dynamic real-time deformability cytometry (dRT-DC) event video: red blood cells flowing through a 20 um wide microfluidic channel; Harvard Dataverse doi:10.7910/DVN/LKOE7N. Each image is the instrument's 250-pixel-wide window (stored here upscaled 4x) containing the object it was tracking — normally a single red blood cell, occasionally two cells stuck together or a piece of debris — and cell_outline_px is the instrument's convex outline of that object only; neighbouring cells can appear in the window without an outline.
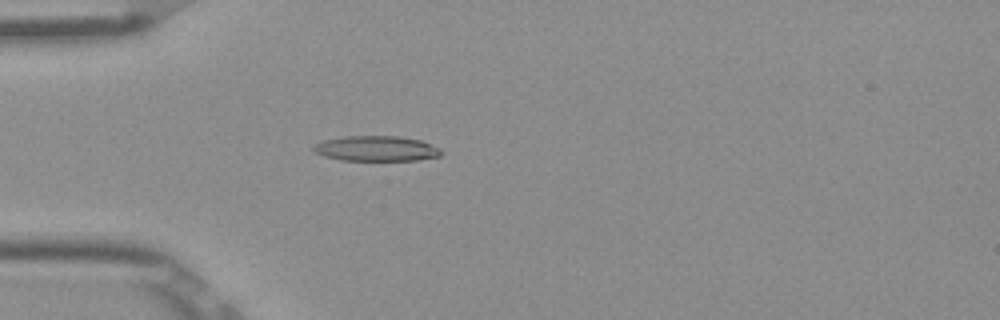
{"species": "Egyptian fruit bat (a non-hibernating species)", "species_latin": "Rousettus aegyptiacus", "temperature_condition": "room temperature", "stored_images_in_passage": 52, "camera_frame_rate_fps": 3000, "um_per_image_px": 0.085, "frame": {"image": 1, "passage_image": 15, "time_ms": 4.667, "image_size_px": [1000, 320], "cell_outline_px": [[444, 152], [440, 156], [416, 160], [340, 160], [324, 156], [316, 152], [312, 148], [316, 144], [324, 140], [344, 136], [400, 136], [420, 140], [440, 148]], "centroid_in_image_um": [32.01, 12.62], "position_along_channel_um": 53.0, "area_um2": 18.73}}
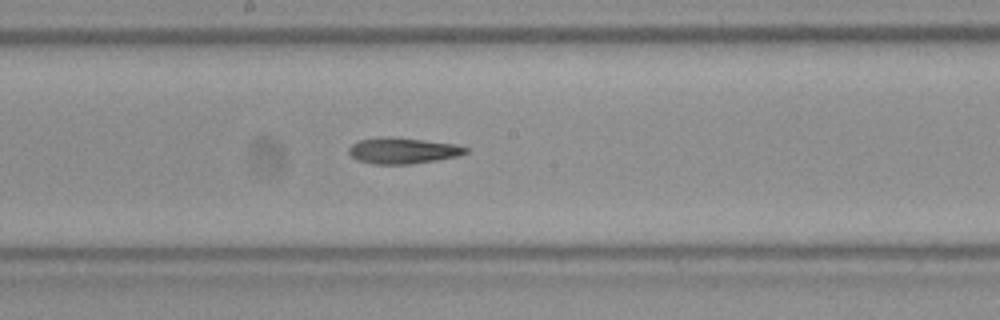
{"frame": {"image": 2, "passage_image": 28, "time_ms": 9.0, "image_size_px": [1000, 320], "cell_outline_px": [[468, 152], [460, 156], [412, 164], [372, 164], [356, 160], [348, 152], [348, 148], [352, 144], [360, 140], [424, 140], [456, 144], [468, 148]], "centroid_in_image_um": [34.3, 12.87], "position_along_channel_um": 213.9, "area_um2": 16.88}}
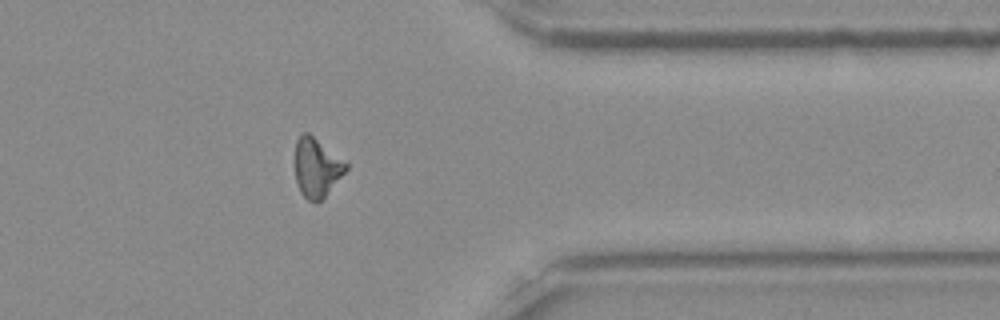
{"frame": {"image": 3, "passage_image": 42, "time_ms": 13.667, "image_size_px": [1000, 320], "cell_outline_px": [[348, 168], [324, 196], [316, 204], [308, 200], [300, 192], [296, 180], [296, 140], [300, 132], [308, 132], [348, 164]], "centroid_in_image_um": [26.89, 14.24], "position_along_channel_um": 384.5, "area_um2": 17.17}}